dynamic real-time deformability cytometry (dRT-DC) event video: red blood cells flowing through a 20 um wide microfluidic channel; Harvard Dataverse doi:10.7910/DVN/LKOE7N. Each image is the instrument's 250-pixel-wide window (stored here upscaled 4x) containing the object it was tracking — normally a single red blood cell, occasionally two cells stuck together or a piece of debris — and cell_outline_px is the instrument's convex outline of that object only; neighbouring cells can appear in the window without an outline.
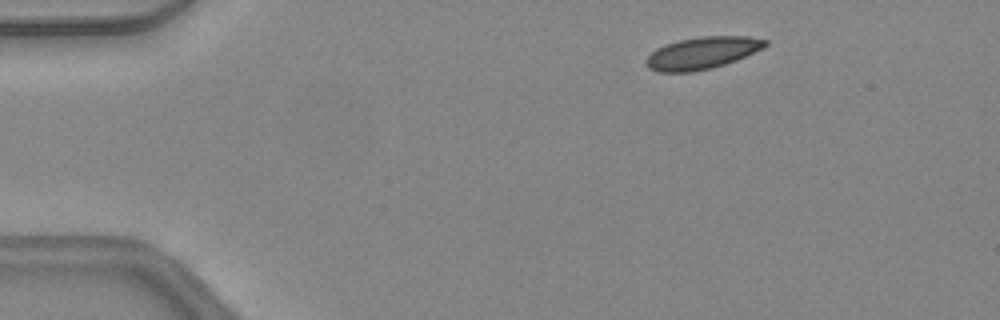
{"species": "common noctule bat (a hibernating species)", "species_latin": "Nyctalus noctula", "temperature_condition": "warm", "stored_images_in_passage": 19, "camera_frame_rate_fps": 3000, "um_per_image_px": 0.085, "animal": {"sex": "female", "body_mass_g": 24.6, "forearm_length_mm": 56.2}, "frame": {"image": 1, "passage_image": 2, "time_ms": 0.333, "image_size_px": [1000, 320], "cell_outline_px": [[768, 44], [764, 48], [736, 60], [712, 68], [692, 72], [656, 72], [648, 68], [644, 64], [644, 60], [656, 48], [680, 40], [700, 36], [748, 36], [768, 40]], "centroid_in_image_um": [59.67, 4.51], "position_along_channel_um": 25.3, "area_um2": 22.37}}
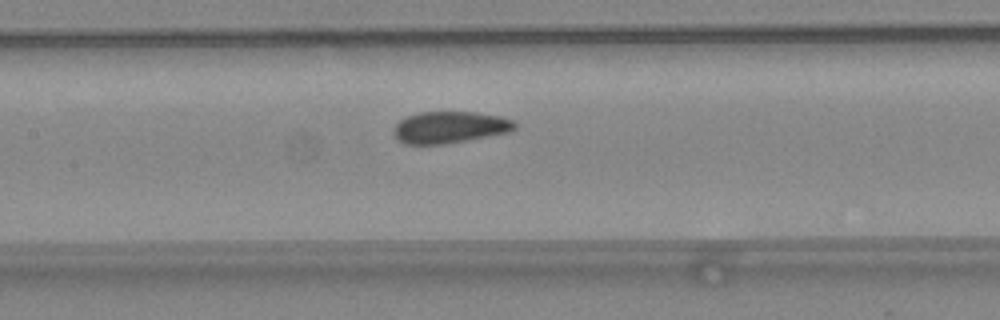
{"frame": {"image": 2, "passage_image": 17, "time_ms": 5.333, "image_size_px": [1000, 320], "cell_outline_px": [[516, 128], [512, 132], [444, 144], [404, 144], [396, 140], [392, 132], [392, 128], [400, 120], [408, 116], [420, 112], [476, 112], [500, 116], [512, 120], [516, 124]], "centroid_in_image_um": [38.21, 10.82], "position_along_channel_um": 169.2, "area_um2": 22.6}}